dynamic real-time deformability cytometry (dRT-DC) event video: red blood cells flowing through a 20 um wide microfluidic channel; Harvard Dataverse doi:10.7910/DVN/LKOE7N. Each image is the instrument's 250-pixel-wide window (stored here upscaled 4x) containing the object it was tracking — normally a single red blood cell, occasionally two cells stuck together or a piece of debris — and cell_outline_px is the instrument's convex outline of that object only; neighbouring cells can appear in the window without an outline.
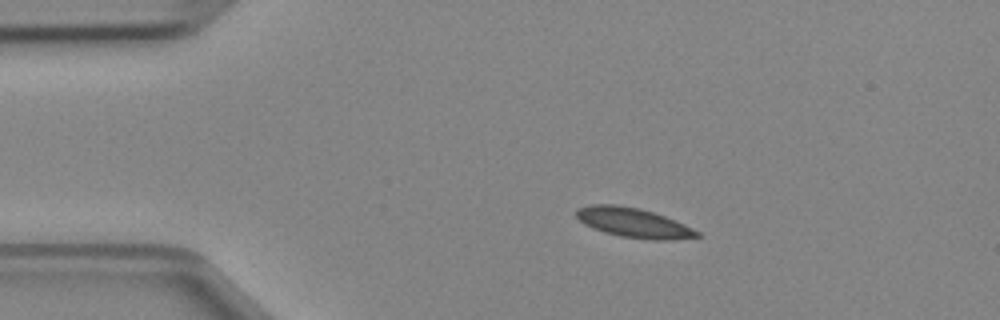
{"species": "Egyptian fruit bat (a non-hibernating species)", "species_latin": "Rousettus aegyptiacus", "temperature_condition": "cold", "stored_images_in_passage": 40, "camera_frame_rate_fps": 3000, "um_per_image_px": 0.085, "animal": {"sex": "female"}, "frame": {"image": 1, "passage_image": 1, "time_ms": 0.0, "image_size_px": [1000, 320], "cell_outline_px": [[700, 236], [664, 240], [652, 240], [620, 236], [604, 232], [584, 224], [576, 216], [576, 208], [592, 204], [616, 204], [640, 208], [664, 216], [684, 224], [700, 232]], "centroid_in_image_um": [53.81, 18.92], "position_along_channel_um": 31.2, "area_um2": 20.63}}
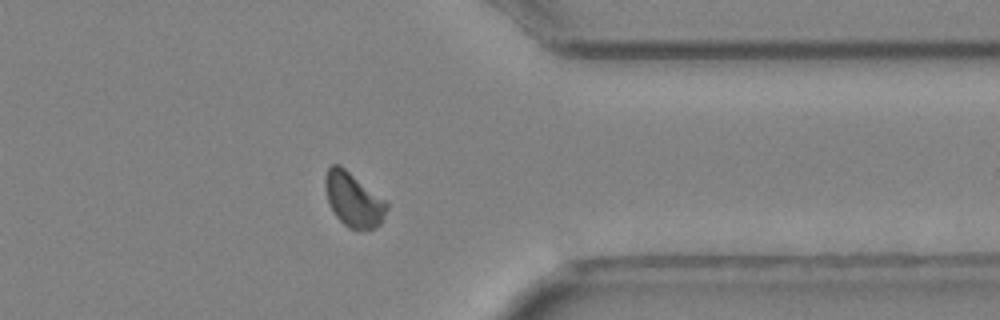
{"frame": {"image": 2, "passage_image": 30, "time_ms": 9.667, "image_size_px": [1000, 320], "cell_outline_px": [[388, 208], [380, 224], [372, 228], [348, 228], [336, 216], [328, 200], [324, 188], [324, 176], [328, 168], [332, 164], [340, 164], [384, 200], [388, 204]], "centroid_in_image_um": [30.01, 16.94], "position_along_channel_um": 381.4, "area_um2": 19.02}}
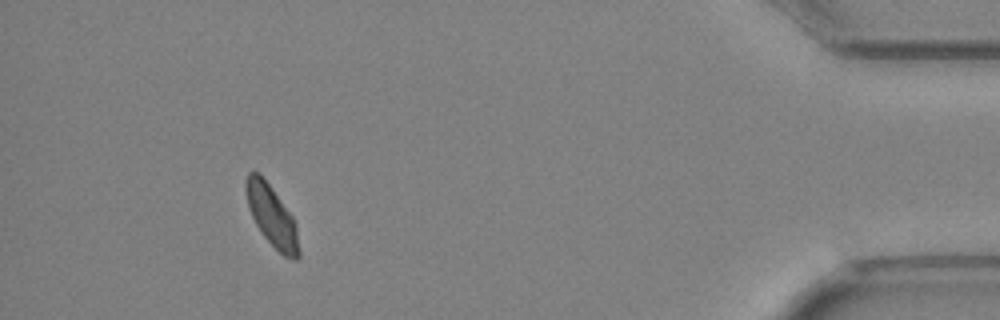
{"frame": {"image": 3, "passage_image": 36, "time_ms": 11.667, "image_size_px": [1000, 320], "cell_outline_px": [[300, 256], [296, 260], [292, 260], [284, 256], [264, 236], [256, 224], [248, 208], [244, 188], [244, 180], [248, 172], [256, 172], [272, 188], [292, 216], [296, 224], [300, 252]], "centroid_in_image_um": [23.1, 18.37], "position_along_channel_um": 412.1, "area_um2": 18.67}}